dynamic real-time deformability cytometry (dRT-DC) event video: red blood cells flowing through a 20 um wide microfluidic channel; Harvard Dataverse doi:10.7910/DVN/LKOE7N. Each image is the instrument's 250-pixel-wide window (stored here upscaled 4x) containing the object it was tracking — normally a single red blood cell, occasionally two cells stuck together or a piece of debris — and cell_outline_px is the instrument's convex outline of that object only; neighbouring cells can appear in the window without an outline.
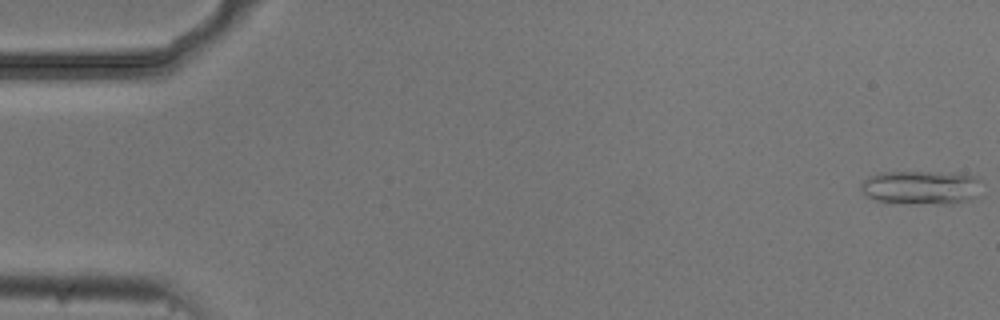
{"species": "common noctule bat (a hibernating species)", "species_latin": "Nyctalus noctula", "temperature_condition": "cold", "stored_images_in_passage": 54, "camera_frame_rate_fps": 3000, "um_per_image_px": 0.085, "animal": {"sex": "male", "body_mass_g": 20.5, "forearm_length_mm": 52.5}, "frame": {"image": 1, "passage_image": 1, "time_ms": 0.0, "image_size_px": [1000, 320], "cell_outline_px": [[980, 180], [976, 196], [968, 200], [952, 204], [884, 204], [868, 196], [860, 188], [860, 184], [868, 176], [880, 172], [932, 172], [976, 176]], "centroid_in_image_um": [78.21, 15.96], "position_along_channel_um": 6.8, "area_um2": 24.1}}
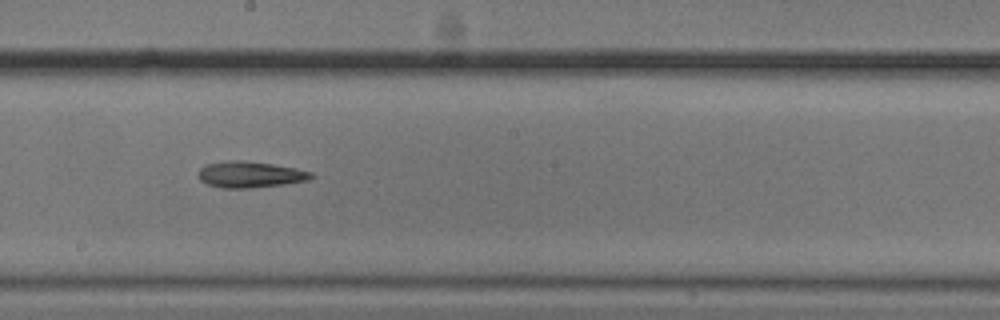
{"frame": {"image": 2, "passage_image": 30, "time_ms": 9.667, "image_size_px": [1000, 320], "cell_outline_px": [[316, 176], [308, 180], [284, 184], [248, 188], [224, 188], [208, 184], [200, 180], [200, 168], [204, 164], [228, 160], [240, 160], [272, 164], [296, 168], [312, 172]], "centroid_in_image_um": [21.28, 14.82], "position_along_channel_um": 226.9, "area_um2": 17.17}}
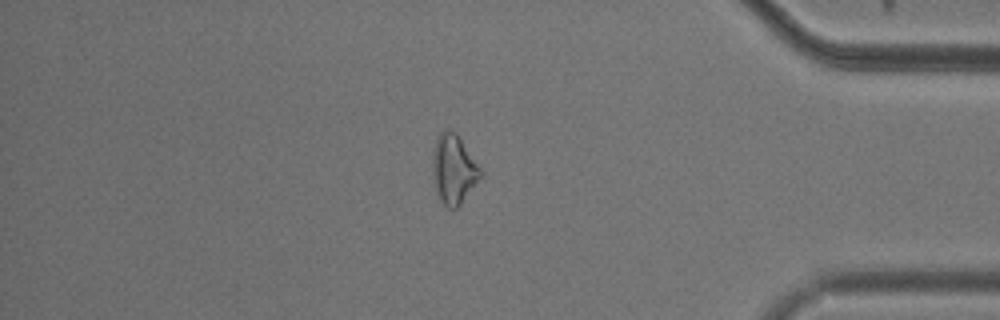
{"frame": {"image": 3, "passage_image": 46, "time_ms": 15.0, "image_size_px": [1000, 320], "cell_outline_px": [[484, 176], [460, 204], [456, 208], [448, 208], [440, 200], [432, 176], [432, 152], [436, 136], [444, 128], [448, 128], [456, 132], [484, 168]], "centroid_in_image_um": [38.6, 14.32], "position_along_channel_um": 396.6, "area_um2": 20.23}}